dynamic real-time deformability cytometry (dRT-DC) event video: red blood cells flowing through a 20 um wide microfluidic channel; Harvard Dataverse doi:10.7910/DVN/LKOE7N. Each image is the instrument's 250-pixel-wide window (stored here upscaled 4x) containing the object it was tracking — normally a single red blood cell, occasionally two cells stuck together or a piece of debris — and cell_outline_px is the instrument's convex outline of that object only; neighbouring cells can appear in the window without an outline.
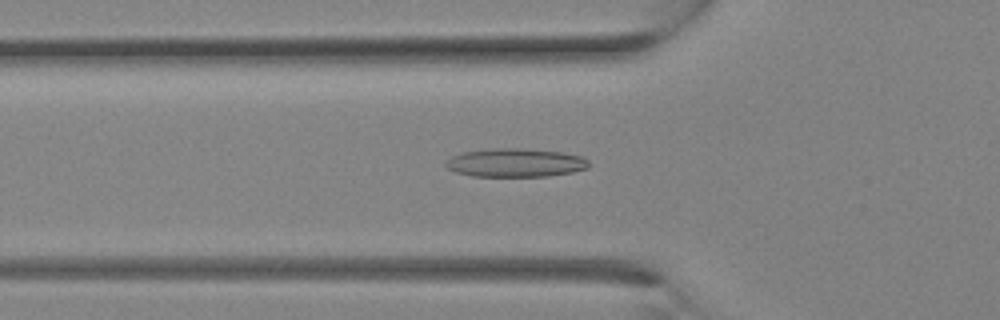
{"species": "Egyptian fruit bat (a non-hibernating species)", "species_latin": "Rousettus aegyptiacus", "temperature_condition": "room temperature", "stored_images_in_passage": 29, "camera_frame_rate_fps": 3000, "um_per_image_px": 0.085, "animal": {"sex": "female"}, "frame": {"image": 1, "passage_image": 10, "time_ms": 3.0, "image_size_px": [1000, 320], "cell_outline_px": [[588, 168], [572, 172], [548, 176], [472, 176], [456, 172], [448, 168], [444, 164], [452, 156], [460, 152], [496, 148], [520, 148], [560, 152], [580, 156], [588, 160]], "centroid_in_image_um": [43.79, 13.83], "position_along_channel_um": 82.0, "area_um2": 23.64}}
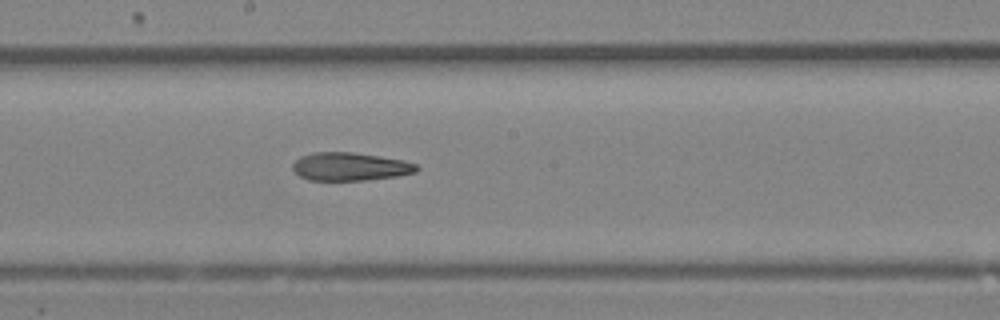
{"frame": {"image": 2, "passage_image": 16, "time_ms": 5.0, "image_size_px": [1000, 320], "cell_outline_px": [[420, 168], [416, 172], [396, 176], [368, 180], [308, 180], [300, 176], [292, 168], [292, 164], [300, 156], [312, 152], [352, 152], [380, 156], [404, 160], [416, 164]], "centroid_in_image_um": [29.76, 14.15], "position_along_channel_um": 218.4, "area_um2": 20.4}}
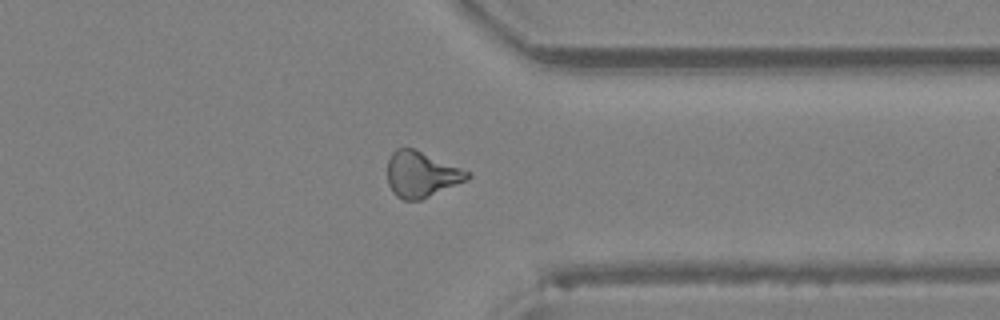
{"frame": {"image": 3, "passage_image": 23, "time_ms": 7.333, "image_size_px": [1000, 320], "cell_outline_px": [[472, 176], [468, 180], [420, 200], [404, 200], [396, 196], [392, 192], [388, 184], [388, 160], [392, 152], [396, 148], [412, 148], [472, 172]], "centroid_in_image_um": [35.83, 14.83], "position_along_channel_um": 375.6, "area_um2": 21.33}}